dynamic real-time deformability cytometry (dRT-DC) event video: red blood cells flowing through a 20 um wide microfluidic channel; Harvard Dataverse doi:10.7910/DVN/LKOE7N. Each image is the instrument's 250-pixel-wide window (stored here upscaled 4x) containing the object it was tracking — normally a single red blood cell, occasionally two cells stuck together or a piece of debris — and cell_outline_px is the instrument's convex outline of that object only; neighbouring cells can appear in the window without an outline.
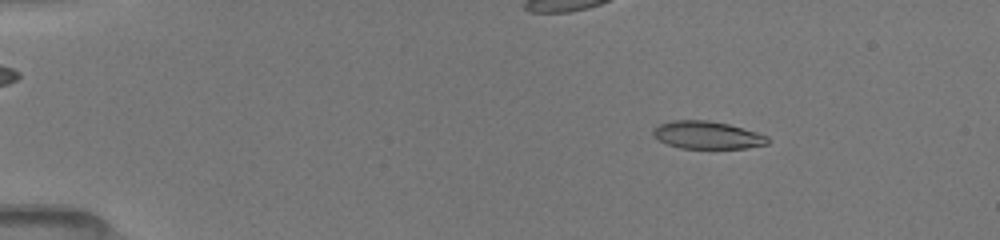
{"species": "common noctule bat (a hibernating species)", "species_latin": "Nyctalus noctula", "temperature_condition": "room temperature", "stored_images_in_passage": 49, "camera_frame_rate_fps": 3000, "um_per_image_px": 0.085, "animal": {"sex": "female", "body_mass_g": 19.5, "forearm_length_mm": 54.1}, "frame": {"image": 1, "passage_image": 6, "time_ms": 1.667, "image_size_px": [1000, 240], "cell_outline_px": [[772, 140], [768, 144], [748, 148], [680, 148], [668, 144], [652, 136], [652, 132], [660, 124], [672, 120], [708, 120], [728, 124], [756, 132], [768, 136]], "centroid_in_image_um": [60.15, 11.48], "position_along_channel_um": 24.8, "area_um2": 18.44}}
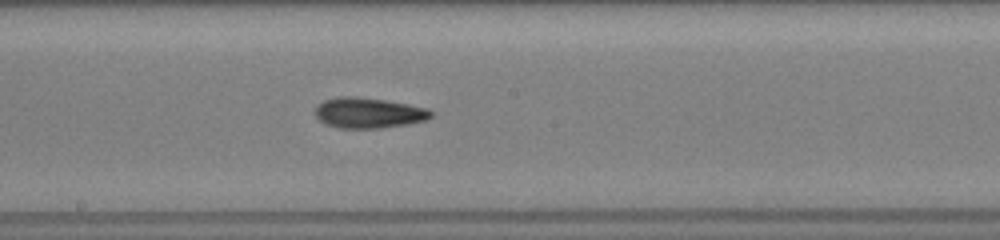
{"frame": {"image": 2, "passage_image": 27, "time_ms": 8.667, "image_size_px": [1000, 240], "cell_outline_px": [[432, 116], [428, 120], [408, 124], [380, 128], [340, 128], [324, 124], [312, 112], [316, 104], [324, 100], [336, 96], [356, 96], [384, 100], [408, 104], [428, 108], [432, 112]], "centroid_in_image_um": [31.28, 9.59], "position_along_channel_um": 216.9, "area_um2": 20.92}}
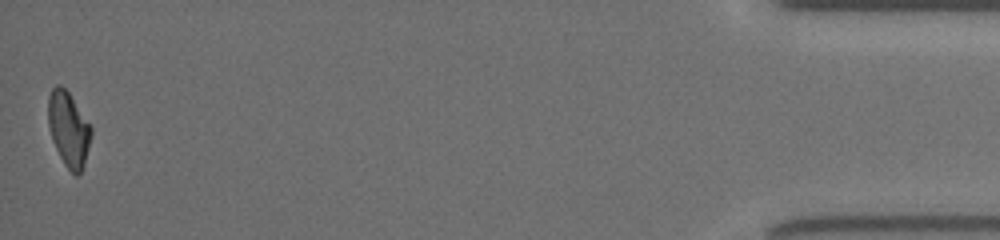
{"frame": {"image": 3, "passage_image": 49, "time_ms": 16.0, "image_size_px": [1000, 240], "cell_outline_px": [[92, 136], [84, 164], [80, 172], [76, 176], [64, 164], [52, 140], [48, 124], [48, 96], [52, 88], [56, 84], [60, 84], [68, 92], [92, 124]], "centroid_in_image_um": [5.84, 10.94], "position_along_channel_um": 429.4, "area_um2": 18.9}, "authors_computed_cell_mechanics": {"area_um2": 19.5942, "velocity_mm_per_s": 4.0469, "shape_relaxation_time_tau1_ms": 5.9536, "shape_relaxation_time_tau2_ms": null, "deformation_change_tau1": 0.2017, "deformation_change_tau2": null}}